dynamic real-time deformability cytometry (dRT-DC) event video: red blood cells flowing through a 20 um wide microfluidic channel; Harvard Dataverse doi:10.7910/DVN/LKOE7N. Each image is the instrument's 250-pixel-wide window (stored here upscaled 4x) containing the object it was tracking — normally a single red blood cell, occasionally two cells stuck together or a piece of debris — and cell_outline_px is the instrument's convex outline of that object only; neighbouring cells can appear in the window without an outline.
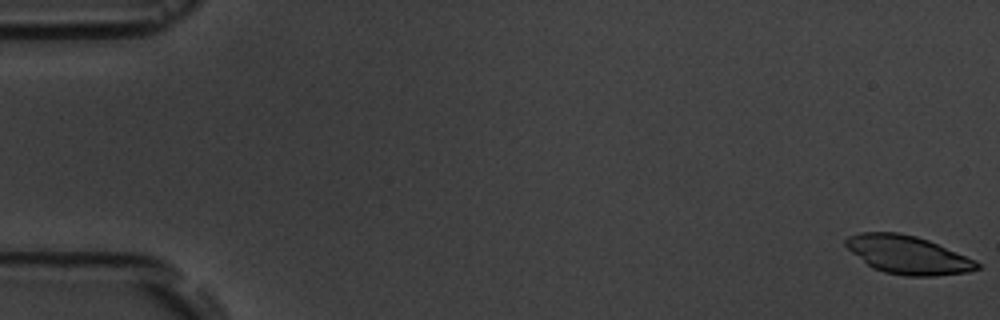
{"species": "common noctule bat (a hibernating species)", "species_latin": "Nyctalus noctula", "temperature_condition": "room temperature", "stored_images_in_passage": 4, "camera_frame_rate_fps": 3000, "um_per_image_px": 0.085, "animal": {"sex": "male", "body_mass_g": 19.5, "forearm_length_mm": 54.6}, "frame": {"image": 1, "passage_image": 1, "time_ms": 0.0, "image_size_px": [1000, 320], "cell_outline_px": [[980, 268], [968, 272], [932, 276], [908, 276], [884, 272], [872, 268], [852, 252], [844, 244], [844, 240], [848, 236], [860, 232], [896, 232], [916, 236], [928, 240], [976, 260], [980, 264]], "centroid_in_image_um": [77.16, 21.66], "position_along_channel_um": 7.8, "area_um2": 29.13}}